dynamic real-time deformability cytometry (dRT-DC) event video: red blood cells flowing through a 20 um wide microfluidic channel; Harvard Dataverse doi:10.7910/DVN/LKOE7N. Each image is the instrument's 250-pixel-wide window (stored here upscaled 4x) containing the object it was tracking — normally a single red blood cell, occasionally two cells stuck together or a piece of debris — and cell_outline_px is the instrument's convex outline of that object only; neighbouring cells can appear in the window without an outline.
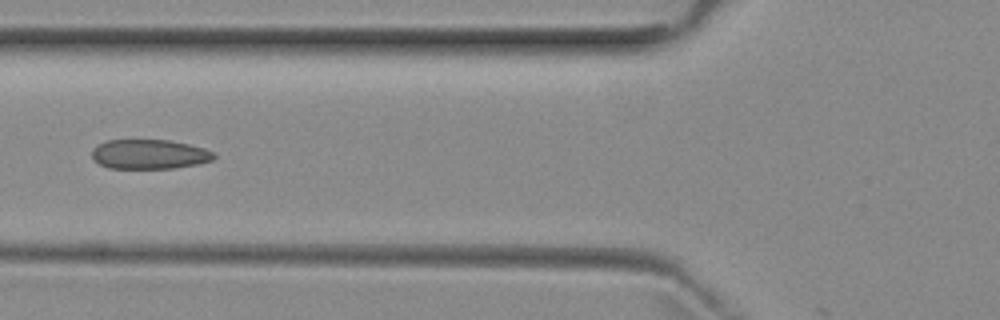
{"species": "common noctule bat (a hibernating species)", "species_latin": "Nyctalus noctula", "temperature_condition": "room temperature", "stored_images_in_passage": 6, "camera_frame_rate_fps": 3000, "um_per_image_px": 0.085, "animal": {"sex": "female", "body_mass_g": 29.2, "forearm_length_mm": 56.3}, "frame": {"image": 1, "passage_image": 5, "time_ms": 4.667, "image_size_px": [1000, 320], "cell_outline_px": [[216, 156], [212, 160], [196, 164], [176, 168], [108, 168], [92, 160], [92, 148], [108, 140], [168, 140], [188, 144], [204, 148], [212, 152]], "centroid_in_image_um": [12.67, 13.11], "position_along_channel_um": 113.1, "area_um2": 20.92}}
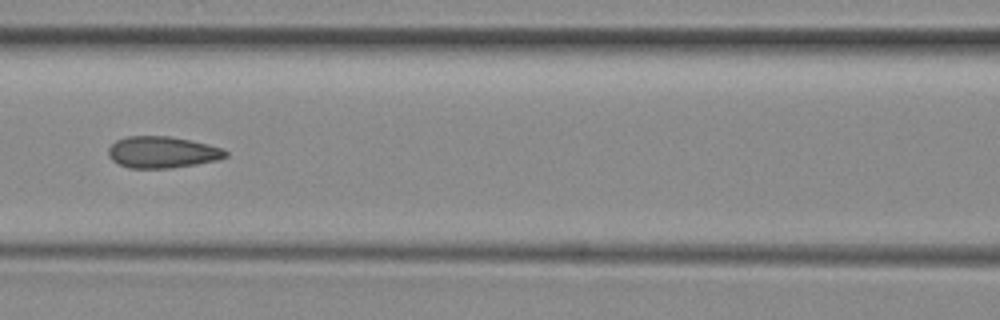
{"frame": {"image": 2, "passage_image": 6, "time_ms": 5.667, "image_size_px": [1000, 320], "cell_outline_px": [[228, 156], [216, 160], [196, 164], [172, 168], [128, 168], [112, 160], [108, 156], [108, 148], [116, 140], [128, 136], [168, 136], [208, 144], [220, 148], [228, 152]], "centroid_in_image_um": [13.77, 12.94], "position_along_channel_um": 152.8, "area_um2": 21.44}}